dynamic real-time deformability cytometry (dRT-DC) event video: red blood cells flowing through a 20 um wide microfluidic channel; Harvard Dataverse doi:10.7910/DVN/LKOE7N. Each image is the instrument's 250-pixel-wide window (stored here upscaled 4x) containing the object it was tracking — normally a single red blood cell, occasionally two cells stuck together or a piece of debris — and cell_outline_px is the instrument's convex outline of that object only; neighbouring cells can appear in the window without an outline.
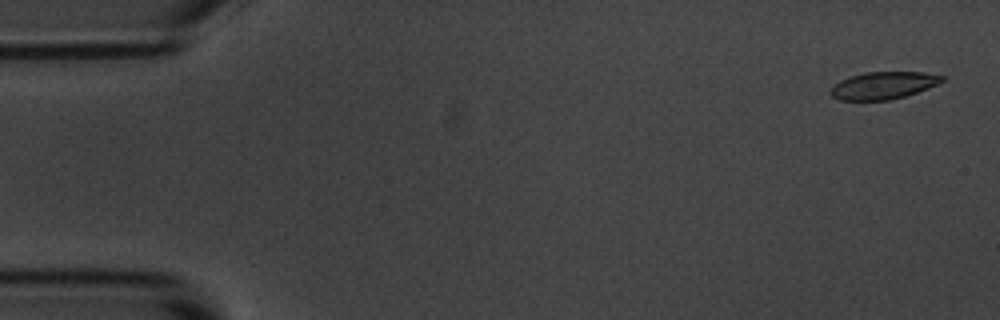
{"species": "common noctule bat (a hibernating species)", "species_latin": "Nyctalus noctula", "temperature_condition": "room temperature", "stored_images_in_passage": 5, "camera_frame_rate_fps": 3000, "um_per_image_px": 0.085, "animal": {"sex": "male", "body_mass_g": 20.1, "forearm_length_mm": 53.5}, "frame": {"image": 1, "passage_image": 1, "time_ms": 0.0, "image_size_px": [1000, 320], "cell_outline_px": [[944, 80], [928, 88], [904, 96], [888, 100], [840, 100], [832, 96], [828, 92], [840, 80], [864, 72], [924, 72], [944, 76]], "centroid_in_image_um": [75.07, 7.26], "position_along_channel_um": 9.9, "area_um2": 17.51}}
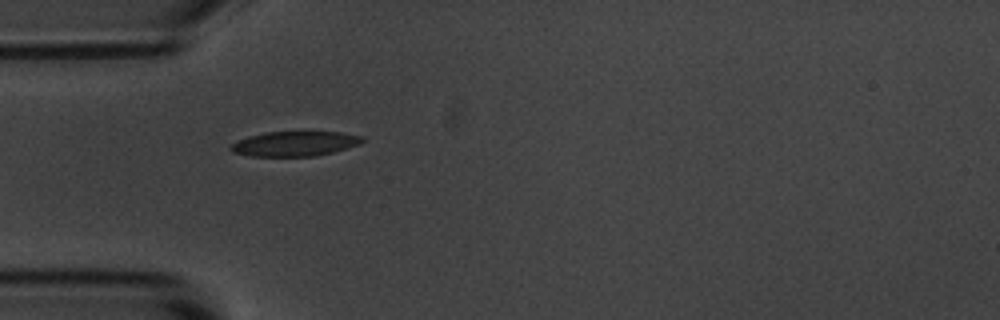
{"frame": {"image": 2, "passage_image": 5, "time_ms": 4.667, "image_size_px": [1000, 320], "cell_outline_px": [[364, 140], [360, 144], [332, 152], [316, 156], [252, 156], [232, 152], [228, 148], [236, 140], [248, 136], [264, 132], [340, 132], [364, 136]], "centroid_in_image_um": [25.03, 12.21], "position_along_channel_um": 60.0, "area_um2": 19.07}}